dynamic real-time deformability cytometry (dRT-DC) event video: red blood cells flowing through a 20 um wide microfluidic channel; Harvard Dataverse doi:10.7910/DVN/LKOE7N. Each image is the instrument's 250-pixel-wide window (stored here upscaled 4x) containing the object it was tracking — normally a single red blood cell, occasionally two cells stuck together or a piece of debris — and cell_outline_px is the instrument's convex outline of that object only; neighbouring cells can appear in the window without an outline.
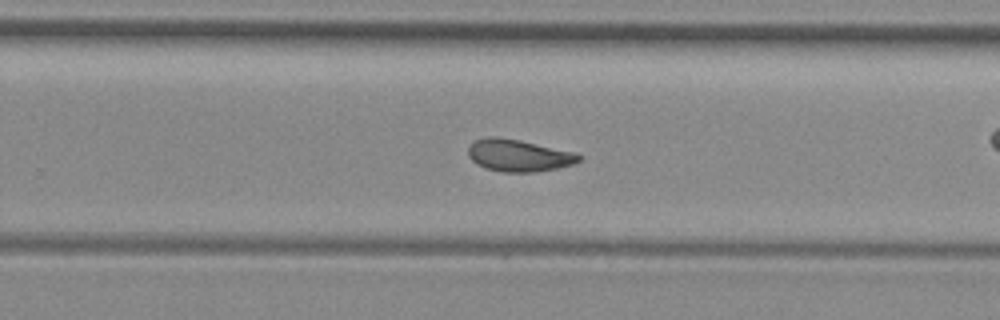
{"species": "common noctule bat (a hibernating species)", "species_latin": "Nyctalus noctula", "temperature_condition": "room temperature", "stored_images_in_passage": 48, "camera_frame_rate_fps": 3000, "um_per_image_px": 0.085, "animal": {"sex": "female", "body_mass_g": 29.2, "forearm_length_mm": 56.3}, "frame": {"image": 1, "passage_image": 28, "time_ms": 9.0, "image_size_px": [1000, 320], "cell_outline_px": [[584, 156], [580, 160], [572, 164], [556, 168], [536, 172], [504, 172], [488, 168], [476, 164], [468, 156], [468, 148], [476, 140], [488, 136], [496, 136], [520, 140], [576, 152]], "centroid_in_image_um": [44.11, 13.2], "position_along_channel_um": 285.7, "area_um2": 20.69}, "authors_computed_cell_mechanics": {"area_um2": 20.9814, "velocity_mm_per_s": 3.9953, "shape_relaxation_time_tau1_ms": null, "shape_relaxation_time_tau2_ms": 3.8915, "deformation_change_tau1": null, "deformation_change_tau2": 0.1093}}